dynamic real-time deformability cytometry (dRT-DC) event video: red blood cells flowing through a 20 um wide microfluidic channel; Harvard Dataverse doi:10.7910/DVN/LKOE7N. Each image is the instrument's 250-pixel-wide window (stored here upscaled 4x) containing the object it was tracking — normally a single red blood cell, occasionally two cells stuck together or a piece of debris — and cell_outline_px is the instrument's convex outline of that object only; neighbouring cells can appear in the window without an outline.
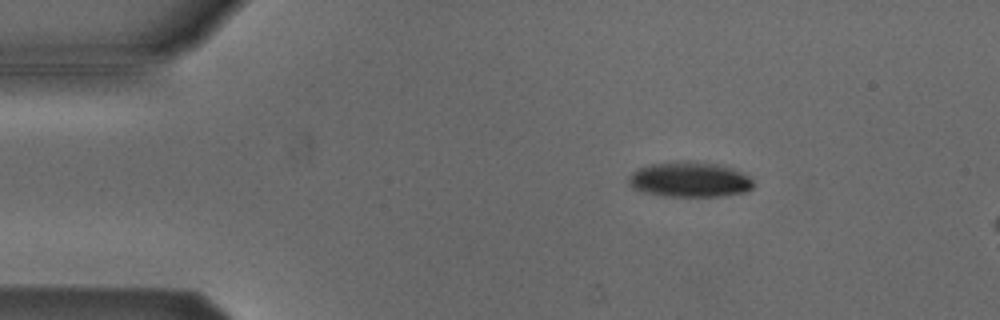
{"species": "Egyptian fruit bat (a non-hibernating species)", "species_latin": "Rousettus aegyptiacus", "temperature_condition": "cold", "stored_images_in_passage": 14, "camera_frame_rate_fps": 3000, "um_per_image_px": 0.085, "animal": {"sex": "male"}, "frame": {"image": 1, "passage_image": 8, "time_ms": 2.333, "image_size_px": [1000, 320], "cell_outline_px": [[752, 188], [748, 192], [720, 196], [664, 196], [644, 192], [632, 188], [628, 184], [628, 180], [632, 172], [640, 168], [652, 164], [716, 164], [732, 168], [748, 176], [752, 180]], "centroid_in_image_um": [58.63, 15.32], "position_along_channel_um": 26.4, "area_um2": 24.57}}